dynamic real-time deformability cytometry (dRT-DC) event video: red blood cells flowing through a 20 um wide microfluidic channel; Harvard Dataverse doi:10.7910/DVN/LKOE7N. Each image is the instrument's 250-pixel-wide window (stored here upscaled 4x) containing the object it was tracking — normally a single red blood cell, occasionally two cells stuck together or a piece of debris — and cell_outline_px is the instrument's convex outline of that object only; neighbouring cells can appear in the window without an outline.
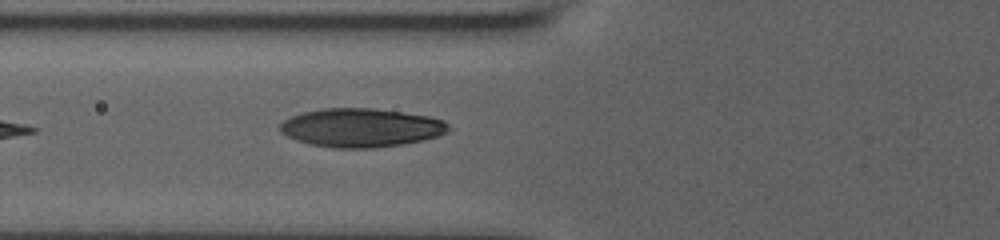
{"species": "human", "species_latin": "Homo sapiens", "temperature_condition": "room temperature", "stored_images_in_passage": 7, "camera_frame_rate_fps": 3000, "um_per_image_px": 0.085, "donor": {"sex": "male"}, "frame": {"image": 1, "passage_image": 7, "time_ms": 2.0, "image_size_px": [1000, 240], "cell_outline_px": [[448, 132], [440, 136], [404, 144], [372, 148], [332, 148], [308, 144], [296, 140], [280, 132], [280, 124], [284, 120], [300, 112], [324, 108], [372, 108], [428, 116], [444, 120], [448, 124]], "centroid_in_image_um": [30.67, 10.86], "position_along_channel_um": 95.1, "area_um2": 38.09}}